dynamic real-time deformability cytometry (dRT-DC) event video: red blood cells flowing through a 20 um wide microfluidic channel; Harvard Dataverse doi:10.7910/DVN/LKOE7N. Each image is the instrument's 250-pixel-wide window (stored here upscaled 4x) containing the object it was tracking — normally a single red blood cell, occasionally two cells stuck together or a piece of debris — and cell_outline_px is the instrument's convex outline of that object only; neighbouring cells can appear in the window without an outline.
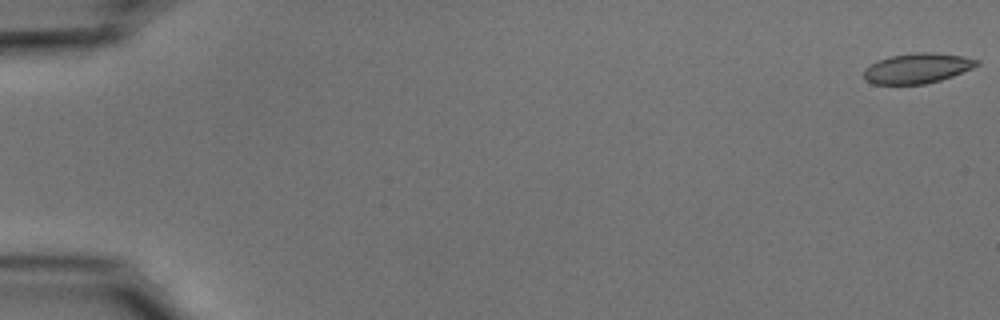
{"species": "common noctule bat (a hibernating species)", "species_latin": "Nyctalus noctula", "temperature_condition": "cold", "stored_images_in_passage": 55, "camera_frame_rate_fps": 3000, "um_per_image_px": 0.085, "animal": {"sex": "male", "body_mass_g": 15.6}, "frame": {"image": 1, "passage_image": 1, "time_ms": 0.0, "image_size_px": [1000, 320], "cell_outline_px": [[980, 64], [972, 68], [952, 76], [940, 80], [924, 84], [872, 84], [864, 80], [864, 68], [888, 56], [916, 52], [932, 52], [964, 56], [980, 60]], "centroid_in_image_um": [77.97, 5.8], "position_along_channel_um": 7.0, "area_um2": 19.88}}
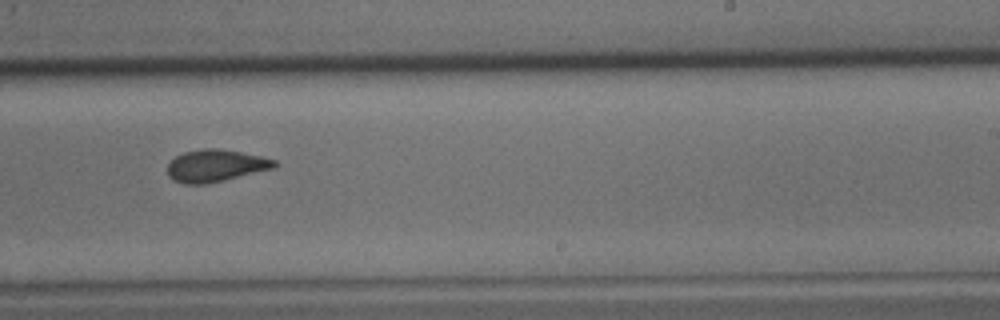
{"frame": {"image": 2, "passage_image": 35, "time_ms": 11.333, "image_size_px": [1000, 320], "cell_outline_px": [[276, 164], [272, 168], [204, 184], [184, 184], [172, 180], [168, 176], [168, 164], [176, 156], [184, 152], [204, 148], [216, 148], [240, 152], [260, 156], [276, 160]], "centroid_in_image_um": [18.26, 14.07], "position_along_channel_um": 270.7, "area_um2": 19.59}}
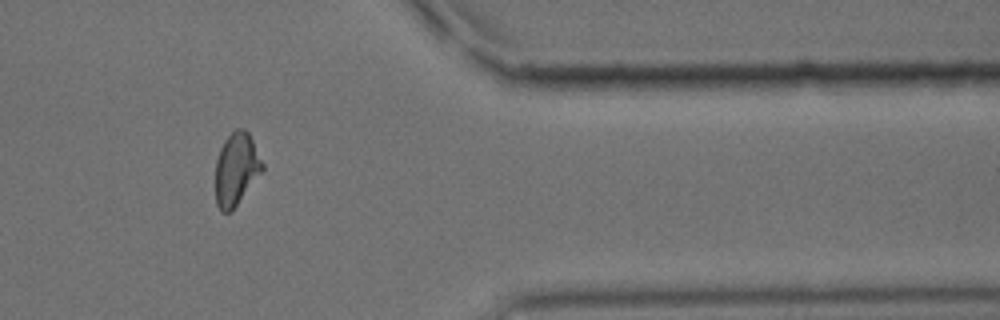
{"frame": {"image": 3, "passage_image": 46, "time_ms": 15.0, "image_size_px": [1000, 320], "cell_outline_px": [[264, 168], [232, 212], [224, 212], [216, 204], [216, 160], [220, 148], [224, 140], [236, 128], [244, 128], [248, 132], [264, 164]], "centroid_in_image_um": [20.08, 14.37], "position_along_channel_um": 391.3, "area_um2": 19.71}, "authors_computed_cell_mechanics": {"area_um2": 20.2878, "velocity_mm_per_s": 3.7425, "shape_relaxation_time_tau1_ms": 5.8929, "shape_relaxation_time_tau2_ms": 2.0378, "deformation_change_tau1": 0.1397, "deformation_change_tau2": 0.0555}}